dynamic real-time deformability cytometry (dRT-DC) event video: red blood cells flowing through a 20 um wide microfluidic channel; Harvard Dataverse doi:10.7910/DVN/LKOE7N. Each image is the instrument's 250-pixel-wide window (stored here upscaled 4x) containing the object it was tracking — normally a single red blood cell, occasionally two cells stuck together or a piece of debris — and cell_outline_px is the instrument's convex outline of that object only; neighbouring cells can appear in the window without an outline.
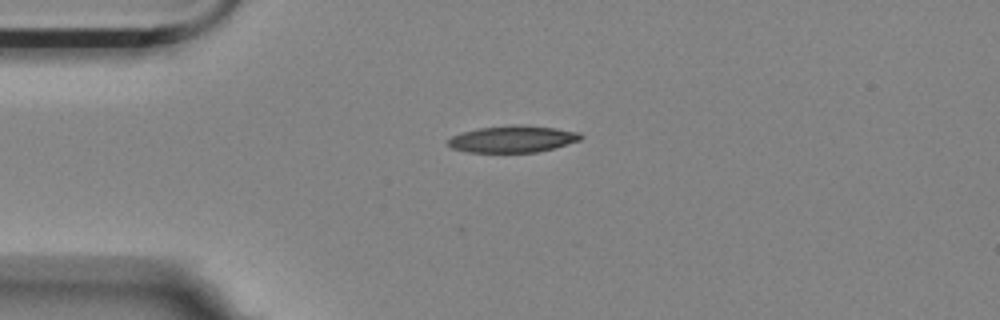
{"species": "Egyptian fruit bat (a non-hibernating species)", "species_latin": "Rousettus aegyptiacus", "temperature_condition": "room temperature", "stored_images_in_passage": 44, "camera_frame_rate_fps": 3000, "um_per_image_px": 0.085, "animal": {"sex": "female"}, "frame": {"image": 1, "passage_image": 1, "time_ms": 0.0, "image_size_px": [1000, 320], "cell_outline_px": [[584, 136], [580, 140], [552, 148], [536, 152], [468, 152], [452, 148], [448, 144], [448, 140], [452, 136], [460, 132], [480, 128], [524, 124], [556, 128], [580, 132]], "centroid_in_image_um": [43.59, 11.81], "position_along_channel_um": 41.4, "area_um2": 20.58}}
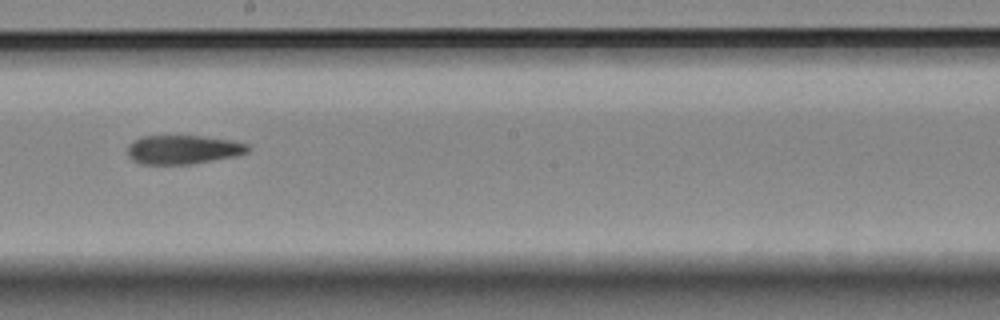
{"frame": {"image": 2, "passage_image": 19, "time_ms": 6.0, "image_size_px": [1000, 320], "cell_outline_px": [[248, 152], [236, 156], [188, 164], [140, 164], [132, 160], [128, 156], [128, 144], [140, 136], [200, 136], [232, 140], [248, 144]], "centroid_in_image_um": [15.53, 12.71], "position_along_channel_um": 232.7, "area_um2": 20.23}}
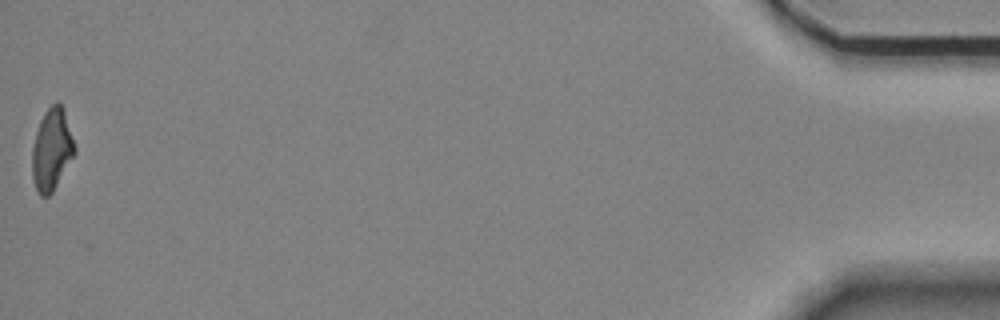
{"frame": {"image": 3, "passage_image": 44, "time_ms": 14.333, "image_size_px": [1000, 320], "cell_outline_px": [[76, 152], [52, 192], [48, 196], [40, 196], [32, 180], [32, 148], [36, 132], [40, 120], [44, 112], [56, 100], [64, 108], [76, 148]], "centroid_in_image_um": [4.4, 12.69], "position_along_channel_um": 430.8, "area_um2": 20.29}, "authors_computed_cell_mechanics": {"area_um2": 20.9814, "velocity_mm_per_s": 3.539, "shape_relaxation_time_tau1_ms": null, "shape_relaxation_time_tau2_ms": 4.4026, "deformation_change_tau1": null, "deformation_change_tau2": 0.1354}}